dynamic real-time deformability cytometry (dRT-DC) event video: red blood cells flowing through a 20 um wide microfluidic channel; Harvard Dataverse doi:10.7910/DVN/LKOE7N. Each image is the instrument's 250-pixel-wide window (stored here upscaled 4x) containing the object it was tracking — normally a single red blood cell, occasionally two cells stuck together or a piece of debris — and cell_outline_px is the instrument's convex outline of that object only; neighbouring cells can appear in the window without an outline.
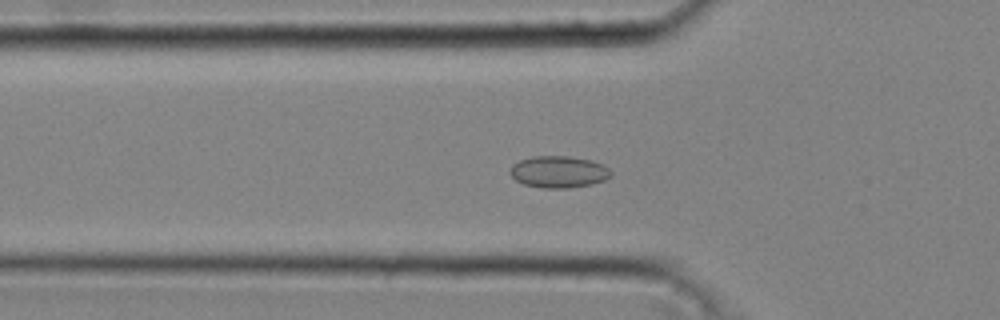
{"species": "common noctule bat (a hibernating species)", "species_latin": "Nyctalus noctula", "temperature_condition": "cold", "stored_images_in_passage": 39, "camera_frame_rate_fps": 3000, "um_per_image_px": 0.085, "animal": {"sex": "male", "body_mass_g": 20.4}, "frame": {"image": 1, "passage_image": 10, "time_ms": 3.0, "image_size_px": [1000, 320], "cell_outline_px": [[612, 176], [604, 180], [592, 184], [568, 188], [544, 188], [524, 184], [516, 180], [508, 172], [512, 164], [520, 160], [532, 156], [572, 156], [592, 160], [604, 164], [612, 172]], "centroid_in_image_um": [47.5, 14.6], "position_along_channel_um": 78.3, "area_um2": 18.9}}
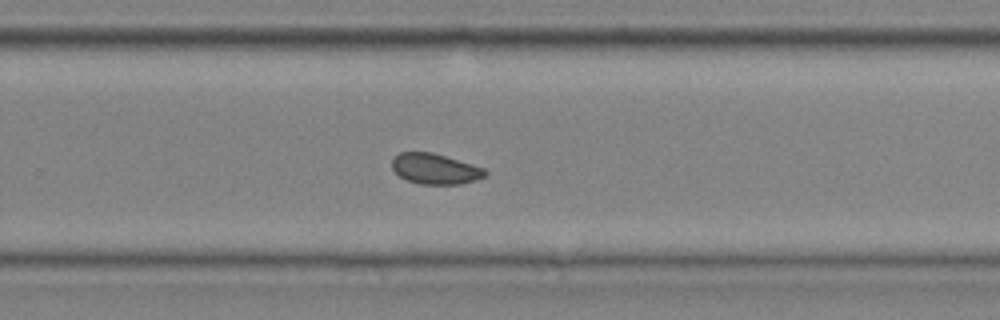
{"frame": {"image": 2, "passage_image": 25, "time_ms": 8.0, "image_size_px": [1000, 320], "cell_outline_px": [[488, 172], [484, 176], [476, 180], [460, 184], [420, 184], [408, 180], [400, 176], [392, 168], [392, 160], [400, 152], [432, 152], [472, 164], [484, 168]], "centroid_in_image_um": [36.99, 14.35], "position_along_channel_um": 292.8, "area_um2": 16.42}}
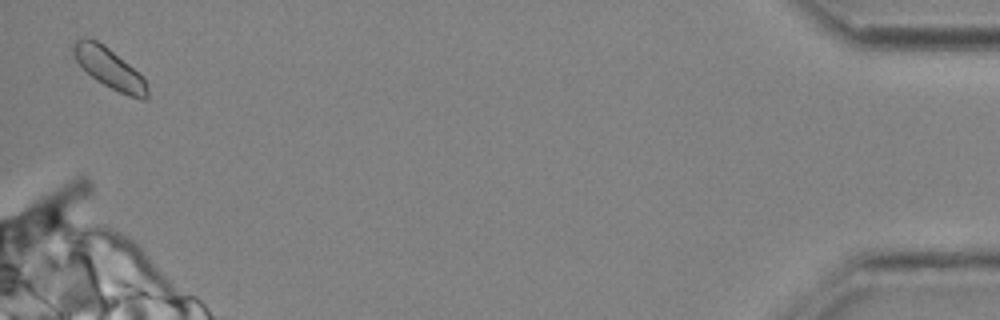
{"frame": {"image": 3, "passage_image": 39, "time_ms": 12.667, "image_size_px": [1000, 320], "cell_outline_px": [[148, 100], [140, 100], [128, 96], [96, 80], [76, 60], [72, 52], [72, 44], [76, 40], [96, 40], [104, 44], [128, 64], [144, 80], [148, 88]], "centroid_in_image_um": [9.31, 5.83], "position_along_channel_um": 425.9, "area_um2": 16.82}, "authors_computed_cell_mechanics": {"area_um2": 16.8198, "velocity_mm_per_s": 4.2938, "shape_relaxation_time_tau1_ms": null, "shape_relaxation_time_tau2_ms": 1.3226, "deformation_change_tau1": null, "deformation_change_tau2": 0.0507}}